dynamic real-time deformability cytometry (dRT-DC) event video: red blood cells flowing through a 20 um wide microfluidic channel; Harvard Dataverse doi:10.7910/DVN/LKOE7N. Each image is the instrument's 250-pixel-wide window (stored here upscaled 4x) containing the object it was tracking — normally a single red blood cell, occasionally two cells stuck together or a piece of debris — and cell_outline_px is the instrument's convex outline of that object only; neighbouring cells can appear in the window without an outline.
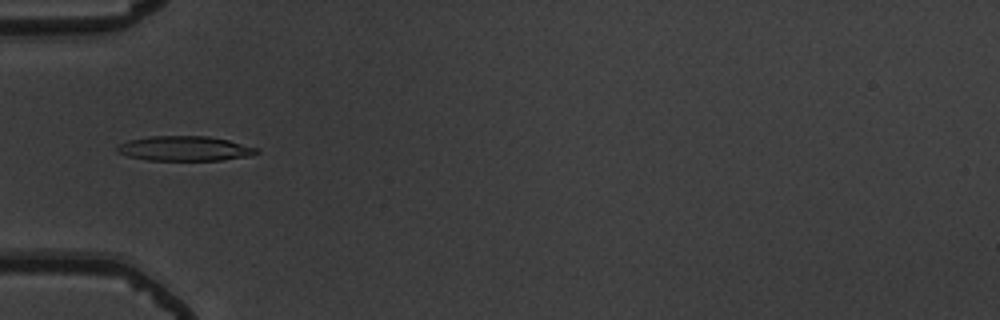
{"species": "common noctule bat (a hibernating species)", "species_latin": "Nyctalus noctula", "temperature_condition": "warm", "stored_images_in_passage": 37, "camera_frame_rate_fps": 3000, "um_per_image_px": 0.085, "animal": {"sex": "male", "body_mass_g": 19.5, "forearm_length_mm": 54.6}, "frame": {"image": 1, "passage_image": 1, "time_ms": 0.0, "image_size_px": [1000, 320], "cell_outline_px": [[260, 152], [252, 156], [220, 160], [148, 160], [128, 156], [116, 152], [116, 148], [120, 144], [128, 140], [148, 136], [208, 136], [228, 140], [260, 148]], "centroid_in_image_um": [15.74, 12.62], "position_along_channel_um": 69.3, "area_um2": 20.29}}
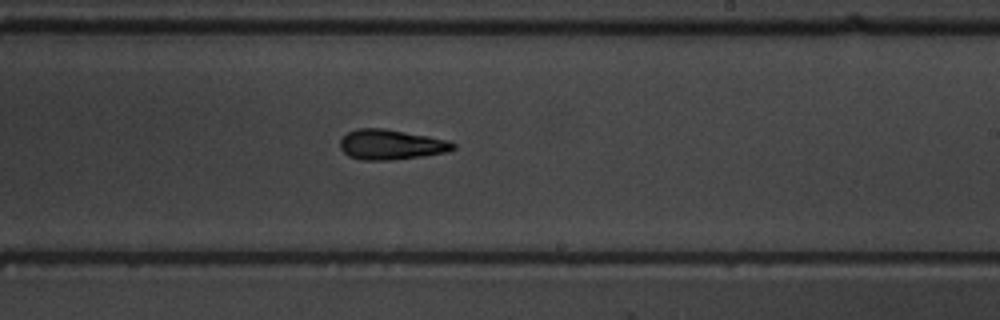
{"frame": {"image": 2, "passage_image": 16, "time_ms": 5.0, "image_size_px": [1000, 320], "cell_outline_px": [[456, 148], [448, 152], [424, 156], [392, 160], [360, 160], [348, 156], [340, 148], [340, 140], [348, 132], [356, 128], [384, 128], [428, 136], [448, 140], [456, 144]], "centroid_in_image_um": [33.25, 12.29], "position_along_channel_um": 255.8, "area_um2": 20.0}}
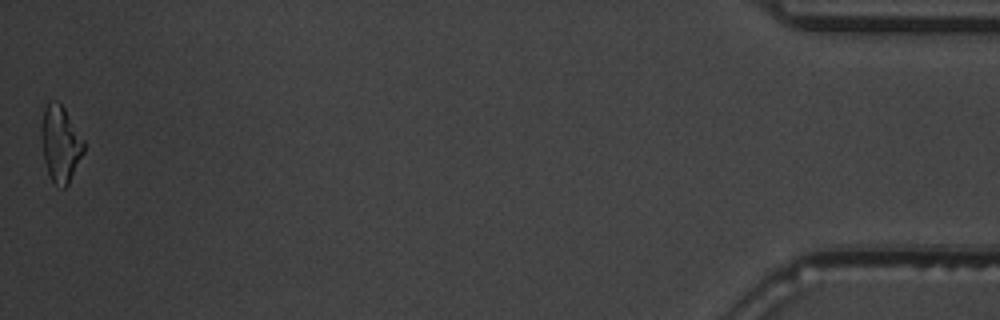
{"frame": {"image": 3, "passage_image": 37, "time_ms": 12.0, "image_size_px": [1000, 320], "cell_outline_px": [[84, 152], [68, 184], [64, 188], [60, 188], [52, 180], [48, 172], [44, 160], [40, 136], [40, 128], [44, 108], [52, 100], [56, 100], [64, 108], [84, 140]], "centroid_in_image_um": [5.12, 12.22], "position_along_channel_um": 430.1, "area_um2": 18.79}, "authors_computed_cell_mechanics": {"area_um2": 19.1896, "velocity_mm_per_s": 3.7407, "shape_relaxation_time_tau1_ms": 3.8847, "shape_relaxation_time_tau2_ms": 4.7067, "deformation_change_tau1": 0.1456, "deformation_change_tau2": 0.154}}